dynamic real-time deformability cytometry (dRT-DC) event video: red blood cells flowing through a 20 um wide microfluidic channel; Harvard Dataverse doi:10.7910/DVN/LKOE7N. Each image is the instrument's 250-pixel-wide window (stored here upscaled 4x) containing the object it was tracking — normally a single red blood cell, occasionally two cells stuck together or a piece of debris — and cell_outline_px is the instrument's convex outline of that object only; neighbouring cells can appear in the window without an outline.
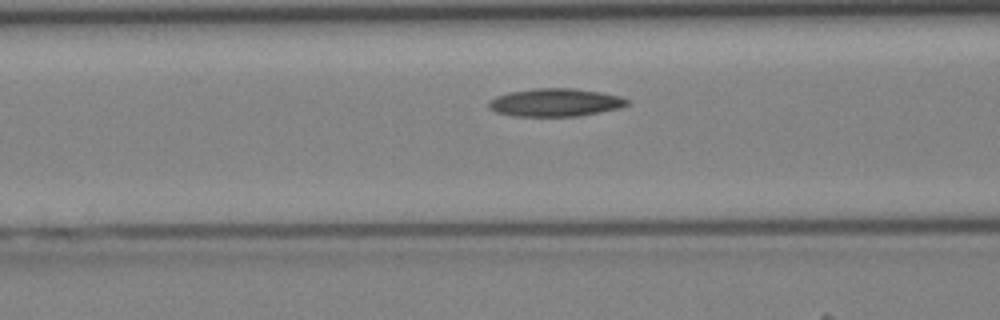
{"species": "Egyptian fruit bat (a non-hibernating species)", "species_latin": "Rousettus aegyptiacus", "temperature_condition": "cold", "stored_images_in_passage": 36, "camera_frame_rate_fps": 3000, "um_per_image_px": 0.085, "animal": {"sex": "female"}, "frame": {"image": 1, "passage_image": 11, "time_ms": 3.333, "image_size_px": [1000, 320], "cell_outline_px": [[628, 104], [620, 108], [580, 116], [512, 116], [496, 112], [488, 108], [488, 100], [496, 96], [508, 92], [536, 88], [572, 88], [600, 92], [620, 96], [628, 100]], "centroid_in_image_um": [47.16, 8.71], "position_along_channel_um": 119.4, "area_um2": 22.66}}
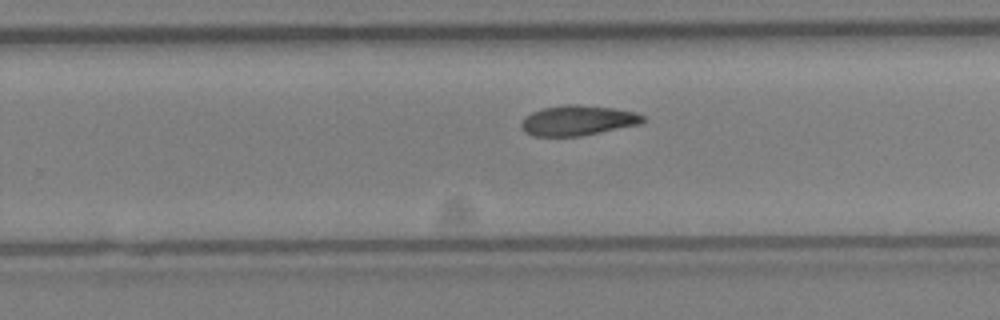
{"frame": {"image": 2, "passage_image": 21, "time_ms": 6.667, "image_size_px": [1000, 320], "cell_outline_px": [[644, 120], [640, 124], [580, 136], [532, 136], [524, 132], [520, 124], [532, 112], [544, 108], [564, 104], [580, 104], [612, 108], [636, 112], [644, 116]], "centroid_in_image_um": [49.11, 10.23], "position_along_channel_um": 280.7, "area_um2": 21.21}}
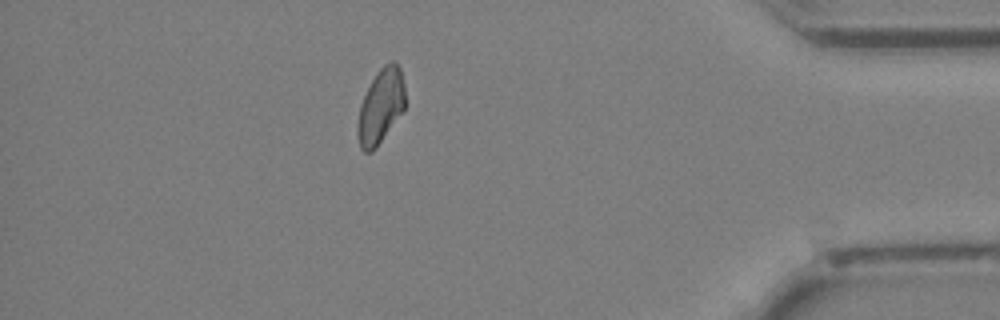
{"frame": {"image": 3, "passage_image": 31, "time_ms": 10.0, "image_size_px": [1000, 320], "cell_outline_px": [[404, 108], [376, 148], [372, 152], [364, 152], [360, 148], [356, 132], [360, 104], [372, 80], [380, 68], [384, 64], [392, 60], [396, 60], [400, 68], [404, 84]], "centroid_in_image_um": [32.34, 9.03], "position_along_channel_um": 402.9, "area_um2": 20.46}}